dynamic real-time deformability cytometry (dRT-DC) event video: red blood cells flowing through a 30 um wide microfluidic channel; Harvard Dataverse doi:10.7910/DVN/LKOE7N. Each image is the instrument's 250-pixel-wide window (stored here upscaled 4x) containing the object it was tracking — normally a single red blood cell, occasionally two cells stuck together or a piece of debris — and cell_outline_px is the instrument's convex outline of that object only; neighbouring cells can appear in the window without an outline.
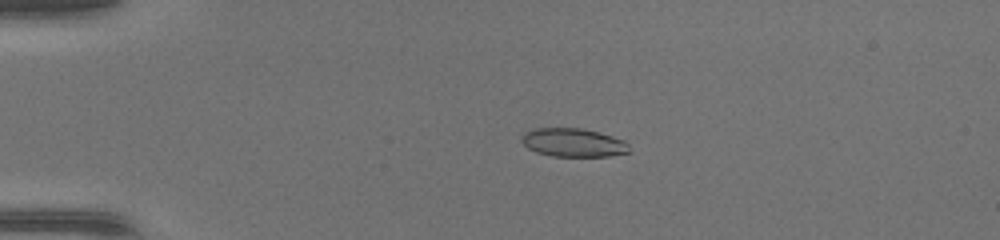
{"species": "common noctule bat (a hibernating species)", "species_latin": "Nyctalus noctula", "temperature_condition": "warm", "stored_images_in_passage": 38, "camera_frame_rate_fps": 3000, "um_per_image_px": 0.085, "animal": {"sex": "female", "body_mass_g": 17.0, "forearm_length_mm": 48.0}, "frame": {"image": 1, "passage_image": 2, "time_ms": 0.333, "image_size_px": [1000, 240], "cell_outline_px": [[628, 152], [608, 156], [552, 156], [536, 152], [528, 148], [520, 140], [520, 136], [524, 132], [536, 128], [580, 128], [596, 132], [624, 140], [628, 144]], "centroid_in_image_um": [48.66, 12.12], "position_along_channel_um": 36.3, "area_um2": 17.69}}
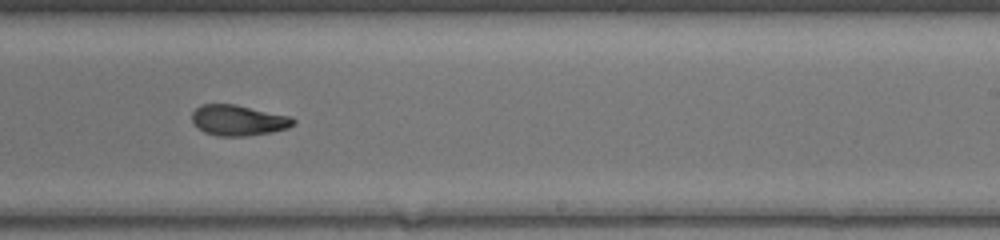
{"frame": {"image": 2, "passage_image": 21, "time_ms": 6.667, "image_size_px": [1000, 240], "cell_outline_px": [[296, 120], [288, 128], [272, 132], [244, 136], [220, 136], [204, 132], [192, 120], [192, 112], [200, 104], [236, 104], [288, 116]], "centroid_in_image_um": [20.24, 10.22], "position_along_channel_um": 268.8, "area_um2": 17.86}}
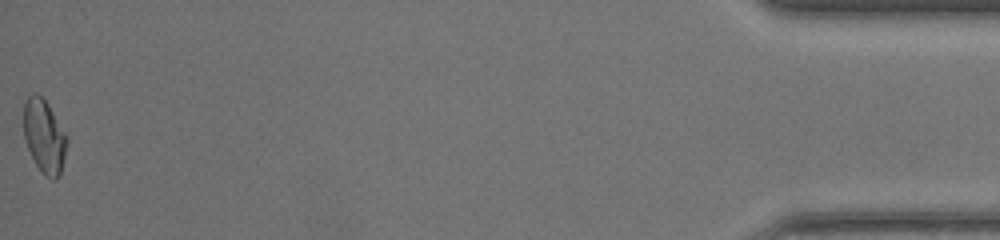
{"frame": {"image": 3, "passage_image": 38, "time_ms": 12.333, "image_size_px": [1000, 240], "cell_outline_px": [[68, 144], [60, 172], [56, 180], [52, 180], [36, 164], [24, 140], [24, 104], [28, 96], [32, 92], [36, 92], [48, 104], [68, 136]], "centroid_in_image_um": [3.77, 11.54], "position_along_channel_um": 431.4, "area_um2": 18.38}}